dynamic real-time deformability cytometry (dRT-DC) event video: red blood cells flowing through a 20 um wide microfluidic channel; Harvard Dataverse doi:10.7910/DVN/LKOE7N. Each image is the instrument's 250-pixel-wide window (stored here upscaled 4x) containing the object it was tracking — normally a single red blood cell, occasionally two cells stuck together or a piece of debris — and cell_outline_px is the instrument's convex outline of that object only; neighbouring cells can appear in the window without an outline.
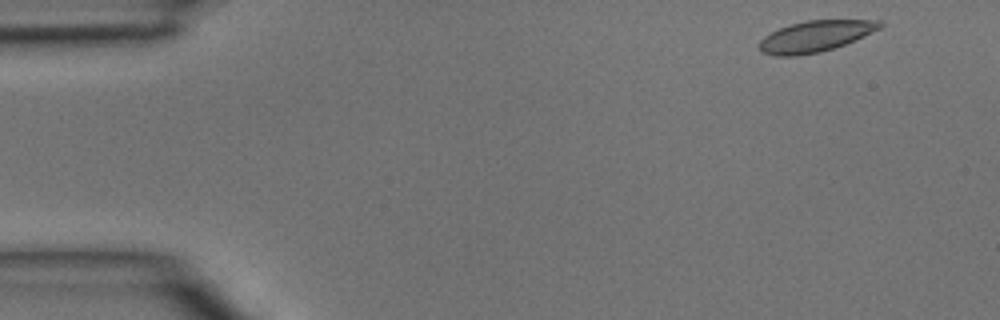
{"species": "common noctule bat (a hibernating species)", "species_latin": "Nyctalus noctula", "temperature_condition": "room temperature", "stored_images_in_passage": 3, "camera_frame_rate_fps": 3000, "um_per_image_px": 0.085, "animal": {"sex": "male", "body_mass_g": 15.6}, "frame": {"image": 1, "passage_image": 1, "time_ms": 0.0, "image_size_px": [1000, 320], "cell_outline_px": [[884, 24], [880, 28], [856, 40], [820, 52], [796, 56], [776, 56], [760, 52], [760, 40], [764, 36], [780, 28], [792, 24], [808, 20], [880, 20]], "centroid_in_image_um": [69.31, 3.09], "position_along_channel_um": 15.7, "area_um2": 21.68}}